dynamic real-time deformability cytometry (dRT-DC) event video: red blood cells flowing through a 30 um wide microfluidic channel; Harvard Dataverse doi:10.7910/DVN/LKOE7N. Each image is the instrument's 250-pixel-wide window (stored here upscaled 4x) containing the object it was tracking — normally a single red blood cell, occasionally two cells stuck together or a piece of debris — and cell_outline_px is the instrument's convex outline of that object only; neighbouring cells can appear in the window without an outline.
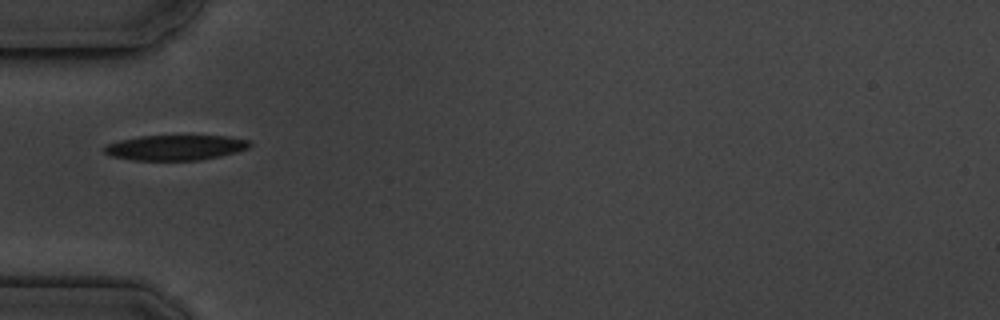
{"species": "common noctule bat (a hibernating species)", "species_latin": "Nyctalus noctula", "temperature_condition": "cold", "stored_images_in_passage": 16, "camera_frame_rate_fps": 3000, "um_per_image_px": 0.085, "animal": {"sex": "male", "body_mass_g": 19.5, "forearm_length_mm": 54.6}, "frame": {"image": 1, "passage_image": 5, "time_ms": 4.667, "image_size_px": [1000, 320], "cell_outline_px": [[252, 144], [248, 148], [236, 152], [220, 156], [200, 160], [132, 160], [112, 156], [104, 152], [100, 148], [108, 144], [120, 140], [140, 136], [228, 136], [252, 140]], "centroid_in_image_um": [14.93, 12.54], "position_along_channel_um": 70.1, "area_um2": 21.44}}
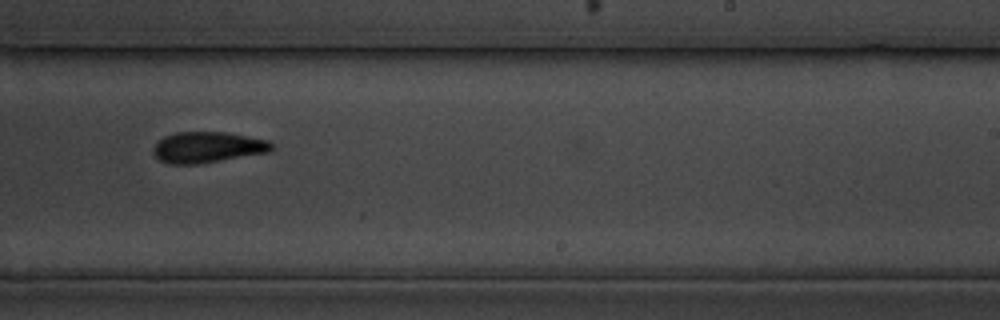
{"frame": {"image": 2, "passage_image": 10, "time_ms": 10.333, "image_size_px": [1000, 320], "cell_outline_px": [[276, 148], [268, 152], [200, 164], [168, 164], [160, 160], [152, 152], [152, 148], [164, 136], [176, 132], [228, 132], [268, 140]], "centroid_in_image_um": [17.65, 12.52], "position_along_channel_um": 271.4, "area_um2": 21.44}}
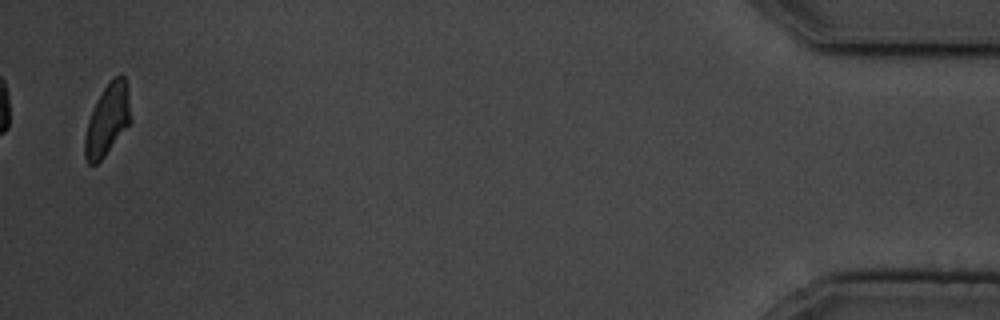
{"frame": {"image": 3, "passage_image": 16, "time_ms": 17.0, "image_size_px": [1000, 320], "cell_outline_px": [[132, 120], [104, 156], [96, 164], [88, 164], [84, 156], [84, 136], [88, 120], [92, 108], [104, 88], [116, 76], [124, 76], [128, 88]], "centroid_in_image_um": [9.12, 10.2], "position_along_channel_um": 426.1, "area_um2": 18.9}, "authors_computed_cell_mechanics": {"area_um2": 22.1085, "velocity_mm_per_s": 3.5654, "shape_relaxation_time_tau1_ms": 2.108, "shape_relaxation_time_tau2_ms": 6.7463, "deformation_change_tau1": 0.0862, "deformation_change_tau2": 0.1274}}